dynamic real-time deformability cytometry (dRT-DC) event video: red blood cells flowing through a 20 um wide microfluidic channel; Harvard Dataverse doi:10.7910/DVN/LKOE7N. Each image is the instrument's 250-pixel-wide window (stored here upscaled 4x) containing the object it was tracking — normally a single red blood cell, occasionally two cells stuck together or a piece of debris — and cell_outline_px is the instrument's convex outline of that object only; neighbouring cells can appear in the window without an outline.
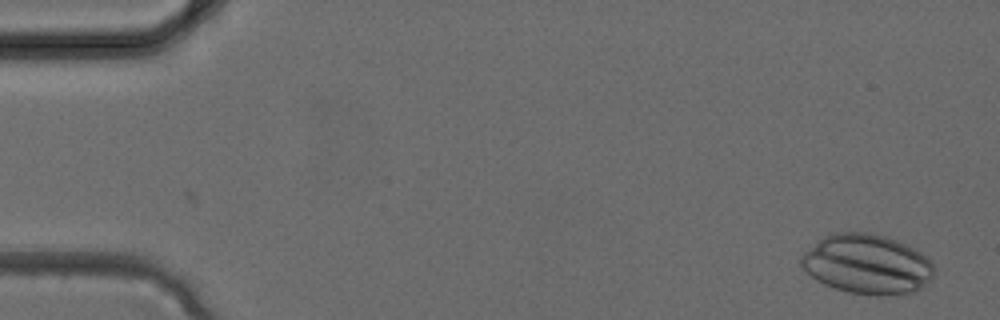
{"species": "common noctule bat (a hibernating species)", "species_latin": "Nyctalus noctula", "temperature_condition": "cold", "stored_images_in_passage": 2, "camera_frame_rate_fps": 3000, "um_per_image_px": 0.085, "animal": {"sex": "female", "body_mass_g": 24.6, "forearm_length_mm": 56.2}, "frame": {"image": 1, "passage_image": 2, "time_ms": 0.333, "image_size_px": [1000, 320], "cell_outline_px": [[932, 276], [916, 292], [880, 296], [876, 296], [848, 292], [824, 284], [816, 280], [800, 264], [800, 256], [804, 252], [824, 236], [836, 232], [868, 232], [884, 236], [896, 240], [920, 252], [932, 264]], "centroid_in_image_um": [73.66, 22.46], "position_along_channel_um": 11.3, "area_um2": 45.78}}